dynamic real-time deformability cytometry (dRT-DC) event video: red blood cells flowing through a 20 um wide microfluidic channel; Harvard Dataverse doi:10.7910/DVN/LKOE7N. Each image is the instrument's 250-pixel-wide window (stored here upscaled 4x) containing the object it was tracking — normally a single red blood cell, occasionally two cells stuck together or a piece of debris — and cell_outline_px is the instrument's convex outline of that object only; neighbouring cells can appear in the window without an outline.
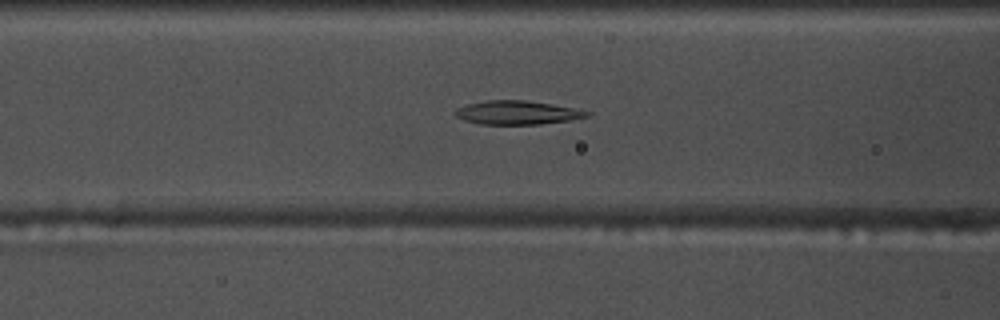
{"species": "common noctule bat (a hibernating species)", "species_latin": "Nyctalus noctula", "temperature_condition": "warm", "stored_images_in_passage": 47, "camera_frame_rate_fps": 3000, "um_per_image_px": 0.085, "animal": {"sex": "male", "body_mass_g": 17.5, "forearm_length_mm": 52.3}, "frame": {"image": 1, "passage_image": 14, "time_ms": 4.333, "image_size_px": [1000, 320], "cell_outline_px": [[592, 112], [588, 116], [568, 120], [540, 124], [480, 124], [464, 120], [456, 116], [452, 112], [456, 108], [468, 104], [488, 100], [524, 100], [572, 108]], "centroid_in_image_um": [43.89, 9.57], "position_along_channel_um": 122.7, "area_um2": 17.92}}
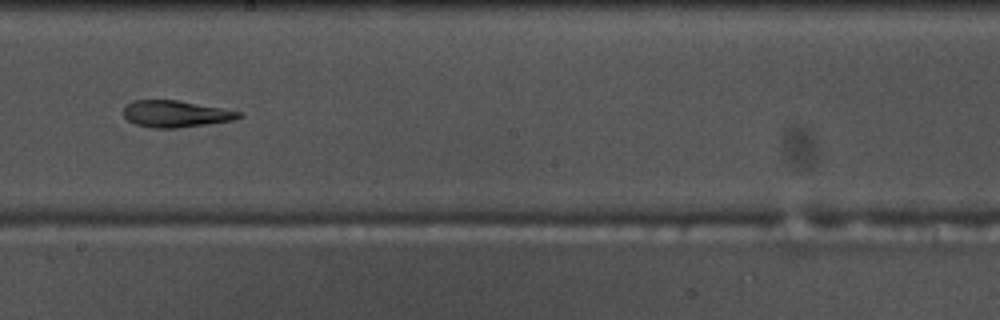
{"frame": {"image": 2, "passage_image": 23, "time_ms": 7.333, "image_size_px": [1000, 320], "cell_outline_px": [[244, 116], [232, 120], [208, 124], [176, 128], [152, 128], [136, 124], [128, 120], [124, 116], [124, 104], [132, 100], [176, 100], [244, 112]], "centroid_in_image_um": [14.93, 9.67], "position_along_channel_um": 233.3, "area_um2": 17.98}}
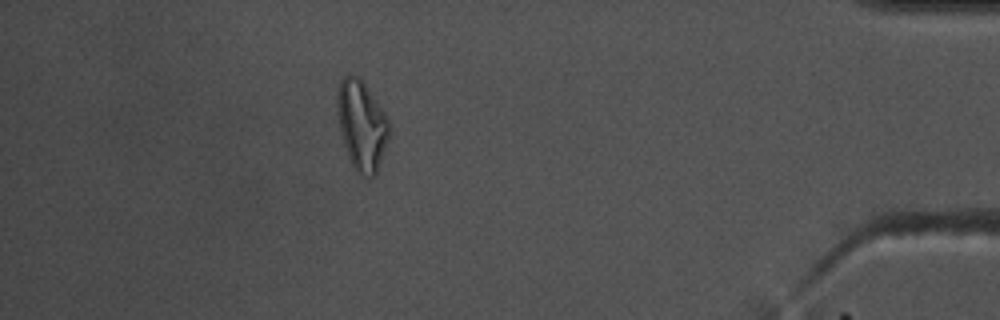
{"frame": {"image": 3, "passage_image": 41, "time_ms": 13.333, "image_size_px": [1000, 320], "cell_outline_px": [[388, 140], [376, 172], [372, 176], [360, 176], [356, 172], [348, 156], [340, 132], [336, 96], [340, 80], [344, 76], [356, 76], [364, 84], [376, 100], [384, 112], [388, 120]], "centroid_in_image_um": [30.72, 10.66], "position_along_channel_um": 404.5, "area_um2": 26.47}, "authors_computed_cell_mechanics": {"area_um2": 18.9584, "velocity_mm_per_s": 3.6954, "shape_relaxation_time_tau1_ms": null, "shape_relaxation_time_tau2_ms": 5.3431, "deformation_change_tau1": null, "deformation_change_tau2": 0.142}}